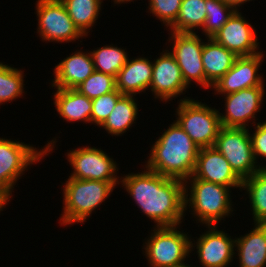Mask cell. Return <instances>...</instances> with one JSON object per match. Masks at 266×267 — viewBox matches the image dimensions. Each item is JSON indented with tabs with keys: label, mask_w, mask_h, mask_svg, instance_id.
Masks as SVG:
<instances>
[{
	"label": "cell",
	"mask_w": 266,
	"mask_h": 267,
	"mask_svg": "<svg viewBox=\"0 0 266 267\" xmlns=\"http://www.w3.org/2000/svg\"><path fill=\"white\" fill-rule=\"evenodd\" d=\"M4 206L6 205H0V211H3Z\"/></svg>",
	"instance_id": "obj_38"
},
{
	"label": "cell",
	"mask_w": 266,
	"mask_h": 267,
	"mask_svg": "<svg viewBox=\"0 0 266 267\" xmlns=\"http://www.w3.org/2000/svg\"><path fill=\"white\" fill-rule=\"evenodd\" d=\"M188 181L191 184L187 188ZM185 183V210L191 206V212L200 223L214 226L233 211L230 200V187L197 179L193 175ZM188 189L189 193H188ZM188 195L189 198H188ZM223 218V219H222Z\"/></svg>",
	"instance_id": "obj_4"
},
{
	"label": "cell",
	"mask_w": 266,
	"mask_h": 267,
	"mask_svg": "<svg viewBox=\"0 0 266 267\" xmlns=\"http://www.w3.org/2000/svg\"><path fill=\"white\" fill-rule=\"evenodd\" d=\"M63 187L61 225L83 223L110 195L115 185L99 180L68 178Z\"/></svg>",
	"instance_id": "obj_3"
},
{
	"label": "cell",
	"mask_w": 266,
	"mask_h": 267,
	"mask_svg": "<svg viewBox=\"0 0 266 267\" xmlns=\"http://www.w3.org/2000/svg\"><path fill=\"white\" fill-rule=\"evenodd\" d=\"M23 71L0 62V104L9 102L24 93Z\"/></svg>",
	"instance_id": "obj_28"
},
{
	"label": "cell",
	"mask_w": 266,
	"mask_h": 267,
	"mask_svg": "<svg viewBox=\"0 0 266 267\" xmlns=\"http://www.w3.org/2000/svg\"><path fill=\"white\" fill-rule=\"evenodd\" d=\"M254 132L255 133L250 134V137L254 157L257 162V159H259L260 156L266 158V121L262 123L258 122ZM264 168H266L265 165Z\"/></svg>",
	"instance_id": "obj_33"
},
{
	"label": "cell",
	"mask_w": 266,
	"mask_h": 267,
	"mask_svg": "<svg viewBox=\"0 0 266 267\" xmlns=\"http://www.w3.org/2000/svg\"><path fill=\"white\" fill-rule=\"evenodd\" d=\"M264 94V86H255L224 95L226 111L225 115L219 112L221 126L247 128L252 119L255 124Z\"/></svg>",
	"instance_id": "obj_12"
},
{
	"label": "cell",
	"mask_w": 266,
	"mask_h": 267,
	"mask_svg": "<svg viewBox=\"0 0 266 267\" xmlns=\"http://www.w3.org/2000/svg\"><path fill=\"white\" fill-rule=\"evenodd\" d=\"M54 105L58 114L66 121L91 123L92 100L77 89L56 88Z\"/></svg>",
	"instance_id": "obj_22"
},
{
	"label": "cell",
	"mask_w": 266,
	"mask_h": 267,
	"mask_svg": "<svg viewBox=\"0 0 266 267\" xmlns=\"http://www.w3.org/2000/svg\"><path fill=\"white\" fill-rule=\"evenodd\" d=\"M208 231L197 238V244L191 241V251L193 247L197 249L198 258L203 267H226L232 262L236 253L235 239H232L225 231L218 230L217 227L207 226ZM195 246H194V245Z\"/></svg>",
	"instance_id": "obj_16"
},
{
	"label": "cell",
	"mask_w": 266,
	"mask_h": 267,
	"mask_svg": "<svg viewBox=\"0 0 266 267\" xmlns=\"http://www.w3.org/2000/svg\"><path fill=\"white\" fill-rule=\"evenodd\" d=\"M174 267H190V265L189 264H181V265H179V266H174Z\"/></svg>",
	"instance_id": "obj_36"
},
{
	"label": "cell",
	"mask_w": 266,
	"mask_h": 267,
	"mask_svg": "<svg viewBox=\"0 0 266 267\" xmlns=\"http://www.w3.org/2000/svg\"><path fill=\"white\" fill-rule=\"evenodd\" d=\"M0 205H7V204L0 198Z\"/></svg>",
	"instance_id": "obj_37"
},
{
	"label": "cell",
	"mask_w": 266,
	"mask_h": 267,
	"mask_svg": "<svg viewBox=\"0 0 266 267\" xmlns=\"http://www.w3.org/2000/svg\"><path fill=\"white\" fill-rule=\"evenodd\" d=\"M149 10L155 17L171 27L177 19L182 0H149Z\"/></svg>",
	"instance_id": "obj_32"
},
{
	"label": "cell",
	"mask_w": 266,
	"mask_h": 267,
	"mask_svg": "<svg viewBox=\"0 0 266 267\" xmlns=\"http://www.w3.org/2000/svg\"><path fill=\"white\" fill-rule=\"evenodd\" d=\"M206 21L202 28L206 38H212L228 21L235 10L221 0H206Z\"/></svg>",
	"instance_id": "obj_29"
},
{
	"label": "cell",
	"mask_w": 266,
	"mask_h": 267,
	"mask_svg": "<svg viewBox=\"0 0 266 267\" xmlns=\"http://www.w3.org/2000/svg\"><path fill=\"white\" fill-rule=\"evenodd\" d=\"M193 176L215 184L242 189L243 180L214 147L200 148Z\"/></svg>",
	"instance_id": "obj_17"
},
{
	"label": "cell",
	"mask_w": 266,
	"mask_h": 267,
	"mask_svg": "<svg viewBox=\"0 0 266 267\" xmlns=\"http://www.w3.org/2000/svg\"><path fill=\"white\" fill-rule=\"evenodd\" d=\"M206 0H182L176 22L170 32L194 33V29L203 28L206 21Z\"/></svg>",
	"instance_id": "obj_26"
},
{
	"label": "cell",
	"mask_w": 266,
	"mask_h": 267,
	"mask_svg": "<svg viewBox=\"0 0 266 267\" xmlns=\"http://www.w3.org/2000/svg\"><path fill=\"white\" fill-rule=\"evenodd\" d=\"M56 139L48 142L42 150L20 141L0 138V198L7 204L18 178L30 164L39 162L55 148ZM39 150V151H38Z\"/></svg>",
	"instance_id": "obj_5"
},
{
	"label": "cell",
	"mask_w": 266,
	"mask_h": 267,
	"mask_svg": "<svg viewBox=\"0 0 266 267\" xmlns=\"http://www.w3.org/2000/svg\"><path fill=\"white\" fill-rule=\"evenodd\" d=\"M213 147L229 162L242 179L251 177L264 166L256 165L248 128L221 127Z\"/></svg>",
	"instance_id": "obj_8"
},
{
	"label": "cell",
	"mask_w": 266,
	"mask_h": 267,
	"mask_svg": "<svg viewBox=\"0 0 266 267\" xmlns=\"http://www.w3.org/2000/svg\"><path fill=\"white\" fill-rule=\"evenodd\" d=\"M115 3L114 4H122V3H126V2H131V1H133V0H113Z\"/></svg>",
	"instance_id": "obj_35"
},
{
	"label": "cell",
	"mask_w": 266,
	"mask_h": 267,
	"mask_svg": "<svg viewBox=\"0 0 266 267\" xmlns=\"http://www.w3.org/2000/svg\"><path fill=\"white\" fill-rule=\"evenodd\" d=\"M66 156L74 170L69 178L99 180L119 185L120 179L115 175L118 171L117 163L101 148L89 146L77 148L70 150Z\"/></svg>",
	"instance_id": "obj_10"
},
{
	"label": "cell",
	"mask_w": 266,
	"mask_h": 267,
	"mask_svg": "<svg viewBox=\"0 0 266 267\" xmlns=\"http://www.w3.org/2000/svg\"><path fill=\"white\" fill-rule=\"evenodd\" d=\"M180 99L175 120L200 148L213 147L222 127L219 111L190 98Z\"/></svg>",
	"instance_id": "obj_6"
},
{
	"label": "cell",
	"mask_w": 266,
	"mask_h": 267,
	"mask_svg": "<svg viewBox=\"0 0 266 267\" xmlns=\"http://www.w3.org/2000/svg\"><path fill=\"white\" fill-rule=\"evenodd\" d=\"M224 4L232 7L235 11H239L238 7L250 0H221ZM252 1V0H251Z\"/></svg>",
	"instance_id": "obj_34"
},
{
	"label": "cell",
	"mask_w": 266,
	"mask_h": 267,
	"mask_svg": "<svg viewBox=\"0 0 266 267\" xmlns=\"http://www.w3.org/2000/svg\"><path fill=\"white\" fill-rule=\"evenodd\" d=\"M78 30L87 37L96 22L103 0H60Z\"/></svg>",
	"instance_id": "obj_24"
},
{
	"label": "cell",
	"mask_w": 266,
	"mask_h": 267,
	"mask_svg": "<svg viewBox=\"0 0 266 267\" xmlns=\"http://www.w3.org/2000/svg\"><path fill=\"white\" fill-rule=\"evenodd\" d=\"M170 41H174L170 52L181 69L185 84L189 87L191 81L205 88V72L202 64L204 42L195 32H171Z\"/></svg>",
	"instance_id": "obj_11"
},
{
	"label": "cell",
	"mask_w": 266,
	"mask_h": 267,
	"mask_svg": "<svg viewBox=\"0 0 266 267\" xmlns=\"http://www.w3.org/2000/svg\"><path fill=\"white\" fill-rule=\"evenodd\" d=\"M263 51L252 56L237 57L233 66L212 86L218 94H229L245 88L264 86V79L258 74Z\"/></svg>",
	"instance_id": "obj_14"
},
{
	"label": "cell",
	"mask_w": 266,
	"mask_h": 267,
	"mask_svg": "<svg viewBox=\"0 0 266 267\" xmlns=\"http://www.w3.org/2000/svg\"><path fill=\"white\" fill-rule=\"evenodd\" d=\"M76 89L92 100L116 90V77L94 71Z\"/></svg>",
	"instance_id": "obj_30"
},
{
	"label": "cell",
	"mask_w": 266,
	"mask_h": 267,
	"mask_svg": "<svg viewBox=\"0 0 266 267\" xmlns=\"http://www.w3.org/2000/svg\"><path fill=\"white\" fill-rule=\"evenodd\" d=\"M153 62L152 80L150 90L161 101H169L173 97L180 96L186 92L188 86L185 84L181 69L174 56L165 50L160 53Z\"/></svg>",
	"instance_id": "obj_15"
},
{
	"label": "cell",
	"mask_w": 266,
	"mask_h": 267,
	"mask_svg": "<svg viewBox=\"0 0 266 267\" xmlns=\"http://www.w3.org/2000/svg\"><path fill=\"white\" fill-rule=\"evenodd\" d=\"M129 60L128 58L126 64L118 72L116 89L123 95L135 96L150 87L153 62L143 57Z\"/></svg>",
	"instance_id": "obj_19"
},
{
	"label": "cell",
	"mask_w": 266,
	"mask_h": 267,
	"mask_svg": "<svg viewBox=\"0 0 266 267\" xmlns=\"http://www.w3.org/2000/svg\"><path fill=\"white\" fill-rule=\"evenodd\" d=\"M242 189L249 194L254 224H266V168L244 179Z\"/></svg>",
	"instance_id": "obj_25"
},
{
	"label": "cell",
	"mask_w": 266,
	"mask_h": 267,
	"mask_svg": "<svg viewBox=\"0 0 266 267\" xmlns=\"http://www.w3.org/2000/svg\"><path fill=\"white\" fill-rule=\"evenodd\" d=\"M199 150L200 147L174 121L153 144L145 168L185 181L194 173Z\"/></svg>",
	"instance_id": "obj_2"
},
{
	"label": "cell",
	"mask_w": 266,
	"mask_h": 267,
	"mask_svg": "<svg viewBox=\"0 0 266 267\" xmlns=\"http://www.w3.org/2000/svg\"><path fill=\"white\" fill-rule=\"evenodd\" d=\"M177 226L156 227L145 241V254L150 267H174L184 264L191 252V239Z\"/></svg>",
	"instance_id": "obj_7"
},
{
	"label": "cell",
	"mask_w": 266,
	"mask_h": 267,
	"mask_svg": "<svg viewBox=\"0 0 266 267\" xmlns=\"http://www.w3.org/2000/svg\"><path fill=\"white\" fill-rule=\"evenodd\" d=\"M36 10L37 33L42 41L69 43L84 36L75 26L60 0H38Z\"/></svg>",
	"instance_id": "obj_9"
},
{
	"label": "cell",
	"mask_w": 266,
	"mask_h": 267,
	"mask_svg": "<svg viewBox=\"0 0 266 267\" xmlns=\"http://www.w3.org/2000/svg\"><path fill=\"white\" fill-rule=\"evenodd\" d=\"M94 71L91 53L76 51L55 66L52 87L76 89Z\"/></svg>",
	"instance_id": "obj_18"
},
{
	"label": "cell",
	"mask_w": 266,
	"mask_h": 267,
	"mask_svg": "<svg viewBox=\"0 0 266 267\" xmlns=\"http://www.w3.org/2000/svg\"><path fill=\"white\" fill-rule=\"evenodd\" d=\"M255 227L244 236L235 237V251L239 256V267H264L266 265V224L255 223Z\"/></svg>",
	"instance_id": "obj_20"
},
{
	"label": "cell",
	"mask_w": 266,
	"mask_h": 267,
	"mask_svg": "<svg viewBox=\"0 0 266 267\" xmlns=\"http://www.w3.org/2000/svg\"><path fill=\"white\" fill-rule=\"evenodd\" d=\"M120 180L138 208L156 223V227L182 223L185 216L184 181L162 176L147 168L141 173L126 174Z\"/></svg>",
	"instance_id": "obj_1"
},
{
	"label": "cell",
	"mask_w": 266,
	"mask_h": 267,
	"mask_svg": "<svg viewBox=\"0 0 266 267\" xmlns=\"http://www.w3.org/2000/svg\"><path fill=\"white\" fill-rule=\"evenodd\" d=\"M123 96L118 89L92 99L91 123L101 126L108 118L117 101Z\"/></svg>",
	"instance_id": "obj_31"
},
{
	"label": "cell",
	"mask_w": 266,
	"mask_h": 267,
	"mask_svg": "<svg viewBox=\"0 0 266 267\" xmlns=\"http://www.w3.org/2000/svg\"><path fill=\"white\" fill-rule=\"evenodd\" d=\"M202 50V64L205 72V88H211L234 64L237 56L227 48L217 43L213 38H207Z\"/></svg>",
	"instance_id": "obj_21"
},
{
	"label": "cell",
	"mask_w": 266,
	"mask_h": 267,
	"mask_svg": "<svg viewBox=\"0 0 266 267\" xmlns=\"http://www.w3.org/2000/svg\"><path fill=\"white\" fill-rule=\"evenodd\" d=\"M134 95H123L116 103L108 118L101 125L109 134L119 136L132 127L138 114ZM135 120V121H134ZM131 126V127H130Z\"/></svg>",
	"instance_id": "obj_23"
},
{
	"label": "cell",
	"mask_w": 266,
	"mask_h": 267,
	"mask_svg": "<svg viewBox=\"0 0 266 267\" xmlns=\"http://www.w3.org/2000/svg\"><path fill=\"white\" fill-rule=\"evenodd\" d=\"M91 53L94 70L117 77L118 72L126 64L128 55L125 49L117 46H103Z\"/></svg>",
	"instance_id": "obj_27"
},
{
	"label": "cell",
	"mask_w": 266,
	"mask_h": 267,
	"mask_svg": "<svg viewBox=\"0 0 266 267\" xmlns=\"http://www.w3.org/2000/svg\"><path fill=\"white\" fill-rule=\"evenodd\" d=\"M253 27L241 12L235 11L212 38L237 57L252 56L260 53L258 37Z\"/></svg>",
	"instance_id": "obj_13"
}]
</instances>
